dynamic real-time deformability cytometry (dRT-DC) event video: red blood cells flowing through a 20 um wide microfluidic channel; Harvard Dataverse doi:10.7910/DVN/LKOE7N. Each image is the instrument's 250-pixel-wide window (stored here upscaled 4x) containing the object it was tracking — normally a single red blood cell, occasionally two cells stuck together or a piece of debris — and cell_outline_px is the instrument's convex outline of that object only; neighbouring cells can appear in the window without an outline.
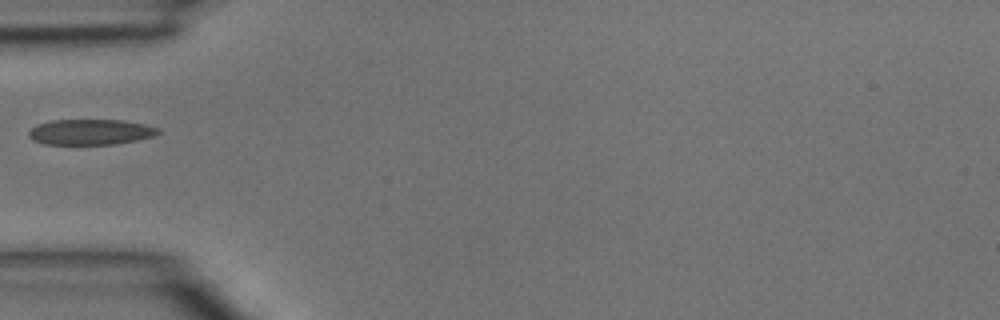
{"species": "common noctule bat (a hibernating species)", "species_latin": "Nyctalus noctula", "temperature_condition": "room temperature", "stored_images_in_passage": 1, "camera_frame_rate_fps": 3000, "um_per_image_px": 0.085, "animal": {"sex": "male", "body_mass_g": 15.6}, "frame": {"image": 1, "passage_image": 1, "time_ms": 0.0, "image_size_px": [1000, 320], "cell_outline_px": [[160, 132], [156, 136], [116, 144], [44, 144], [32, 140], [28, 136], [28, 132], [36, 124], [52, 120], [124, 120], [144, 124], [160, 128]], "centroid_in_image_um": [7.7, 11.22], "position_along_channel_um": 77.3, "area_um2": 19.42}}